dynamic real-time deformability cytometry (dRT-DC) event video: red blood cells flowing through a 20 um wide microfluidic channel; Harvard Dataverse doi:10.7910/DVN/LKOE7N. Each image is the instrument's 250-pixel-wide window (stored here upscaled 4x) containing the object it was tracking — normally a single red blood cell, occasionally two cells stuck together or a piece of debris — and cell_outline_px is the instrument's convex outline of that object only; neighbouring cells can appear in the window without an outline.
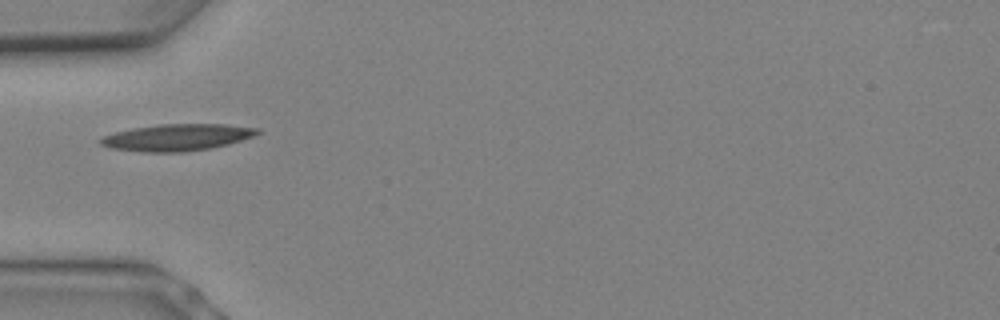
{"species": "Egyptian fruit bat (a non-hibernating species)", "species_latin": "Rousettus aegyptiacus", "temperature_condition": "warm", "stored_images_in_passage": 2, "camera_frame_rate_fps": 3000, "um_per_image_px": 0.085, "animal": {"sex": "female"}, "frame": {"image": 1, "passage_image": 1, "time_ms": 0.0, "image_size_px": [1000, 320], "cell_outline_px": [[260, 132], [252, 136], [228, 144], [212, 148], [184, 152], [144, 152], [108, 148], [100, 144], [96, 140], [104, 136], [116, 132], [136, 128], [160, 124], [224, 124], [260, 128]], "centroid_in_image_um": [15.03, 11.68], "position_along_channel_um": 70.0, "area_um2": 24.39}}